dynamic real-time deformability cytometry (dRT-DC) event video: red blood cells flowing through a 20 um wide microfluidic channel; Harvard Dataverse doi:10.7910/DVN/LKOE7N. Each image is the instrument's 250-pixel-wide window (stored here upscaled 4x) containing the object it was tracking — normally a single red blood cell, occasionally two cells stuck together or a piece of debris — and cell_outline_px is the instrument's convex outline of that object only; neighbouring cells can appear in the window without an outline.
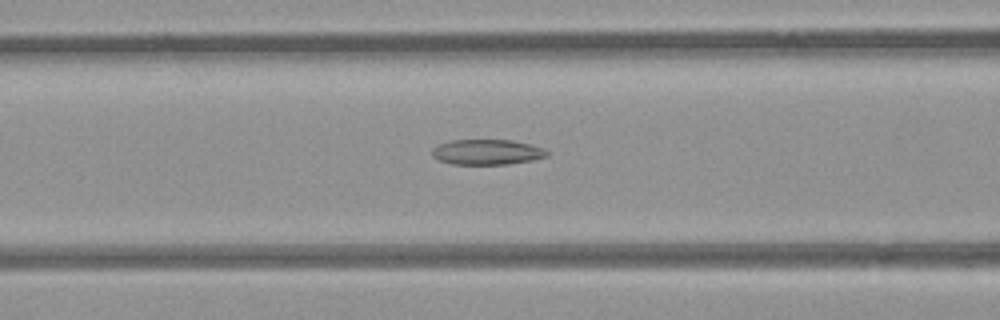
{"species": "common noctule bat (a hibernating species)", "species_latin": "Nyctalus noctula", "temperature_condition": "room temperature", "stored_images_in_passage": 30, "camera_frame_rate_fps": 3000, "um_per_image_px": 0.085, "animal": {"sex": "female", "body_mass_g": 21.9}, "frame": {"image": 1, "passage_image": 9, "time_ms": 2.667, "image_size_px": [1000, 320], "cell_outline_px": [[548, 156], [532, 160], [508, 164], [452, 164], [440, 160], [432, 156], [432, 148], [448, 140], [512, 140], [544, 148], [548, 152]], "centroid_in_image_um": [41.39, 12.92], "position_along_channel_um": 125.2, "area_um2": 16.88}}
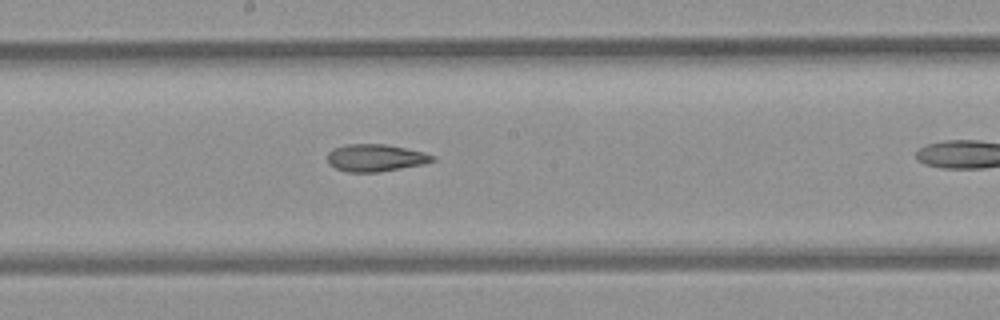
{"frame": {"image": 2, "passage_image": 16, "time_ms": 5.0, "image_size_px": [1000, 320], "cell_outline_px": [[436, 160], [424, 164], [376, 172], [348, 172], [336, 168], [328, 160], [328, 152], [332, 148], [348, 144], [384, 144], [424, 152], [436, 156]], "centroid_in_image_um": [31.94, 13.41], "position_along_channel_um": 216.3, "area_um2": 16.53}}
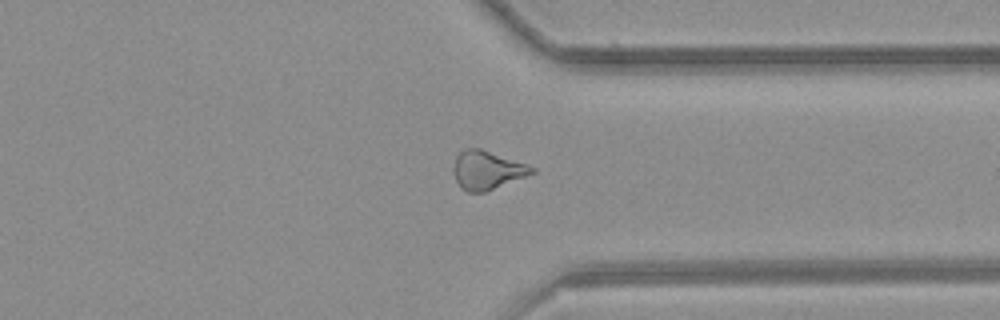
{"frame": {"image": 3, "passage_image": 28, "time_ms": 9.0, "image_size_px": [1000, 320], "cell_outline_px": [[536, 172], [484, 192], [468, 192], [460, 188], [452, 172], [452, 168], [456, 156], [464, 148], [480, 148], [536, 168]], "centroid_in_image_um": [41.35, 14.46], "position_along_channel_um": 370.1, "area_um2": 17.46}}